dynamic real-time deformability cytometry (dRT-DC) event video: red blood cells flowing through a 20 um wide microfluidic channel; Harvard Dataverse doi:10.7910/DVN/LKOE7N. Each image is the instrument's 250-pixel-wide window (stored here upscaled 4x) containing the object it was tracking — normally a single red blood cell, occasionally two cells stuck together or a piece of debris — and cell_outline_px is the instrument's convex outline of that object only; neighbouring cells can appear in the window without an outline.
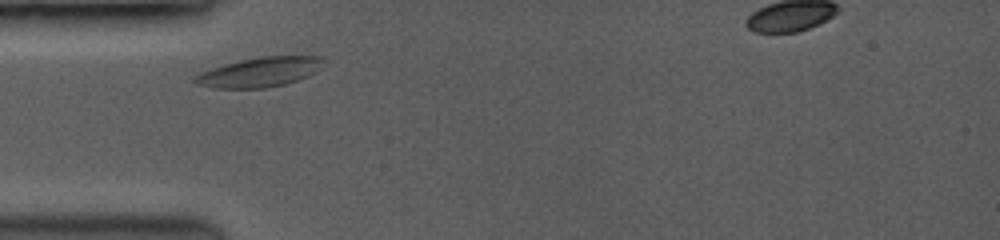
{"species": "common noctule bat (a hibernating species)", "species_latin": "Nyctalus noctula", "temperature_condition": "room temperature", "stored_images_in_passage": 2, "camera_frame_rate_fps": 3500, "um_per_image_px": 0.085, "animal": {"sex": "female", "body_mass_g": 19.0, "forearm_length_mm": 53.3}, "frame": {"image": 1, "passage_image": 1, "time_ms": 0.0, "image_size_px": [1000, 240], "cell_outline_px": [[324, 60], [320, 68], [296, 80], [284, 84], [264, 88], [216, 88], [196, 84], [192, 80], [200, 72], [224, 64], [240, 60], [260, 56], [324, 56]], "centroid_in_image_um": [22.03, 6.12], "position_along_channel_um": 63.0, "area_um2": 21.91}}